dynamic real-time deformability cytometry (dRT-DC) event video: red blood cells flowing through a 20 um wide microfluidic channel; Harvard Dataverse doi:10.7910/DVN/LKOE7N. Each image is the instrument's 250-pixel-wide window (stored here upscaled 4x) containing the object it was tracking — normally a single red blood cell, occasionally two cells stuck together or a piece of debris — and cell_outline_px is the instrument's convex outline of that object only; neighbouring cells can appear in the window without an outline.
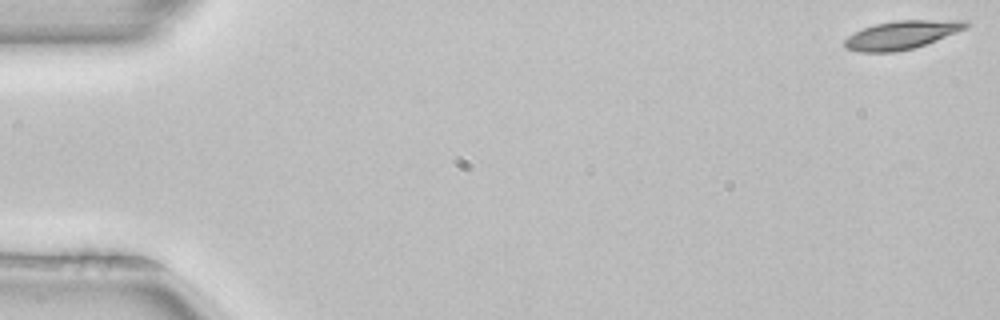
{"species": "common noctule bat (a hibernating species)", "species_latin": "Nyctalus noctula", "temperature_condition": "room temperature", "stored_images_in_passage": 52, "camera_frame_rate_fps": 3000, "um_per_image_px": 0.085, "animal": {"sex": "female", "body_mass_g": 22.7, "forearm_length_mm": 54.2}, "frame": {"image": 1, "passage_image": 1, "time_ms": 0.0, "image_size_px": [1000, 320], "cell_outline_px": [[972, 24], [956, 32], [936, 40], [912, 48], [892, 52], [860, 52], [844, 48], [844, 40], [848, 36], [864, 28], [876, 24], [896, 20], [968, 20]], "centroid_in_image_um": [76.63, 2.96], "position_along_channel_um": 8.4, "area_um2": 19.83}}
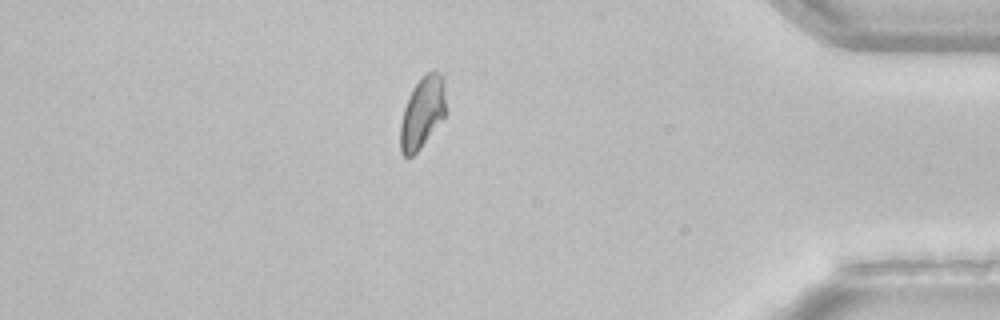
{"frame": {"image": 2, "passage_image": 45, "time_ms": 14.667, "image_size_px": [1000, 320], "cell_outline_px": [[448, 112], [420, 148], [408, 160], [400, 152], [400, 124], [404, 108], [412, 88], [428, 72], [436, 72], [444, 76]], "centroid_in_image_um": [35.93, 9.59], "position_along_channel_um": 399.3, "area_um2": 19.25}}
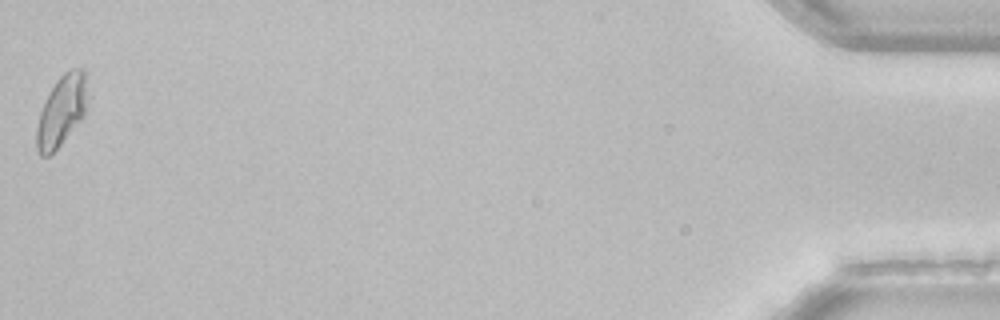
{"frame": {"image": 3, "passage_image": 52, "time_ms": 17.0, "image_size_px": [1000, 320], "cell_outline_px": [[88, 108], [84, 116], [60, 144], [48, 156], [40, 156], [36, 152], [36, 128], [40, 112], [56, 80], [64, 72], [72, 68], [84, 68], [88, 104]], "centroid_in_image_um": [5.24, 9.41], "position_along_channel_um": 430.0, "area_um2": 20.87}, "authors_computed_cell_mechanics": {"area_um2": 19.8254, "velocity_mm_per_s": 3.9487, "shape_relaxation_time_tau1_ms": 3.4729, "shape_relaxation_time_tau2_ms": null, "deformation_change_tau1": 0.1321, "deformation_change_tau2": null}}